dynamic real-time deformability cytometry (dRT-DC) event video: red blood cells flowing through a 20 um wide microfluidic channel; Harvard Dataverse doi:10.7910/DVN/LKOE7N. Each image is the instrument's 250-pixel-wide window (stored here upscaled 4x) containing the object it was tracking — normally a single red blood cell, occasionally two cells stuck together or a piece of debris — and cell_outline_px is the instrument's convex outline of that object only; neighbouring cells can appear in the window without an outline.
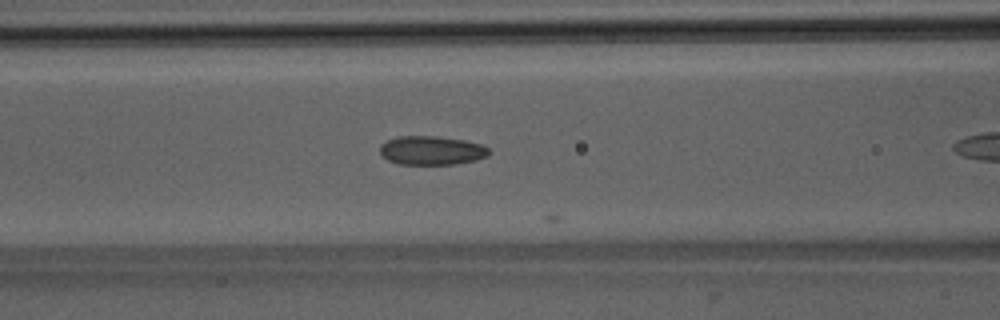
{"species": "Egyptian fruit bat (a non-hibernating species)", "species_latin": "Rousettus aegyptiacus", "temperature_condition": "room temperature", "stored_images_in_passage": 11, "camera_frame_rate_fps": 3000, "um_per_image_px": 0.085, "animal": {"sex": "male"}, "frame": {"image": 1, "passage_image": 10, "time_ms": 3.0, "image_size_px": [1000, 320], "cell_outline_px": [[488, 156], [476, 160], [452, 164], [400, 164], [388, 160], [380, 152], [380, 144], [396, 136], [436, 136], [464, 140], [480, 144], [488, 148]], "centroid_in_image_um": [36.66, 12.78], "position_along_channel_um": 129.9, "area_um2": 18.21}}